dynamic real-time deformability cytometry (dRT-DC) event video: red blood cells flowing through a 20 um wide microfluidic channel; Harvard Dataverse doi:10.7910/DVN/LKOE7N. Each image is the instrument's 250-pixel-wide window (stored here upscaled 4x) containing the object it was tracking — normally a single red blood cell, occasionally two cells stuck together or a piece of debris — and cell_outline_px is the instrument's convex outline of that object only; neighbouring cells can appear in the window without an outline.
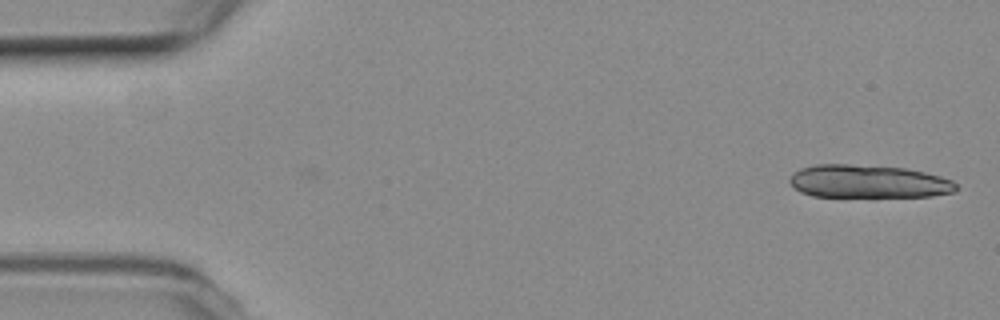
{"species": "common noctule bat (a hibernating species)", "species_latin": "Nyctalus noctula", "temperature_condition": "room temperature", "stored_images_in_passage": 14, "camera_frame_rate_fps": 3000, "um_per_image_px": 0.085, "animal": {"sex": "female", "body_mass_g": 19.3, "forearm_length_mm": 54.1}, "frame": {"image": 1, "passage_image": 1, "time_ms": 0.0, "image_size_px": [1000, 320], "cell_outline_px": [[960, 188], [956, 192], [932, 196], [812, 196], [800, 192], [788, 180], [800, 168], [816, 164], [848, 164], [904, 168], [924, 172], [940, 176], [952, 180]], "centroid_in_image_um": [73.85, 15.42], "position_along_channel_um": 11.2, "area_um2": 31.91}}